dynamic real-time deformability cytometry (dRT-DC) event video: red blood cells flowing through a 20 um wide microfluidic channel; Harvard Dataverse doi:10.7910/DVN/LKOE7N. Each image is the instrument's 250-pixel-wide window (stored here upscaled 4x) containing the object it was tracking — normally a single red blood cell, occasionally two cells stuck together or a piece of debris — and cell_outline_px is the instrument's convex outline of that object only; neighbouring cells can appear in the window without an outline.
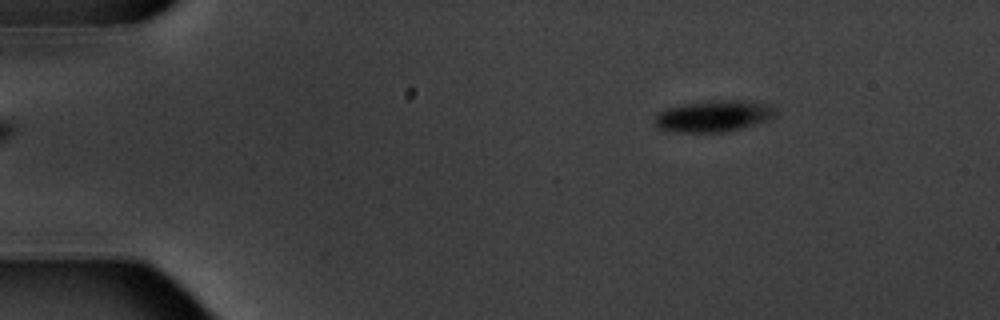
{"species": "common noctule bat (a hibernating species)", "species_latin": "Nyctalus noctula", "temperature_condition": "warm", "stored_images_in_passage": 6, "camera_frame_rate_fps": 3000, "um_per_image_px": 0.085, "animal": {"sex": "male", "body_mass_g": 20.1, "forearm_length_mm": 53.5}, "frame": {"image": 1, "passage_image": 2, "time_ms": 1.333, "image_size_px": [1000, 320], "cell_outline_px": [[776, 116], [768, 120], [756, 124], [724, 132], [676, 132], [660, 128], [656, 124], [656, 112], [664, 108], [684, 104], [708, 100], [744, 100], [768, 104], [776, 108]], "centroid_in_image_um": [60.68, 9.85], "position_along_channel_um": 24.3, "area_um2": 22.25}}
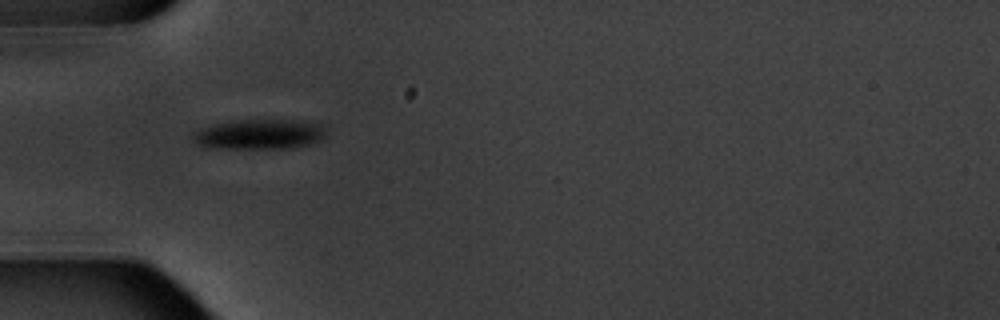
{"frame": {"image": 2, "passage_image": 5, "time_ms": 4.667, "image_size_px": [1000, 320], "cell_outline_px": [[328, 136], [320, 140], [296, 148], [204, 148], [192, 140], [192, 132], [208, 124], [232, 120], [312, 120], [328, 124]], "centroid_in_image_um": [22.12, 11.39], "position_along_channel_um": 62.9, "area_um2": 24.39}}
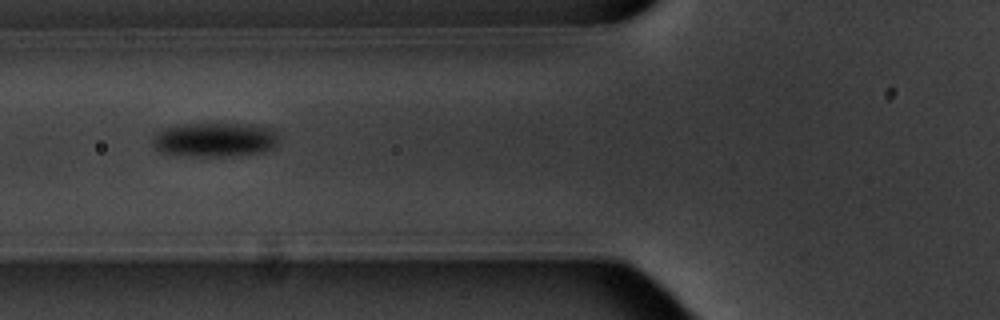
{"frame": {"image": 3, "passage_image": 6, "time_ms": 6.0, "image_size_px": [1000, 320], "cell_outline_px": [[280, 144], [264, 152], [232, 156], [200, 156], [160, 152], [152, 144], [152, 140], [160, 132], [168, 128], [180, 124], [256, 124], [272, 128], [280, 136]], "centroid_in_image_um": [18.4, 11.87], "position_along_channel_um": 107.4, "area_um2": 25.26}}